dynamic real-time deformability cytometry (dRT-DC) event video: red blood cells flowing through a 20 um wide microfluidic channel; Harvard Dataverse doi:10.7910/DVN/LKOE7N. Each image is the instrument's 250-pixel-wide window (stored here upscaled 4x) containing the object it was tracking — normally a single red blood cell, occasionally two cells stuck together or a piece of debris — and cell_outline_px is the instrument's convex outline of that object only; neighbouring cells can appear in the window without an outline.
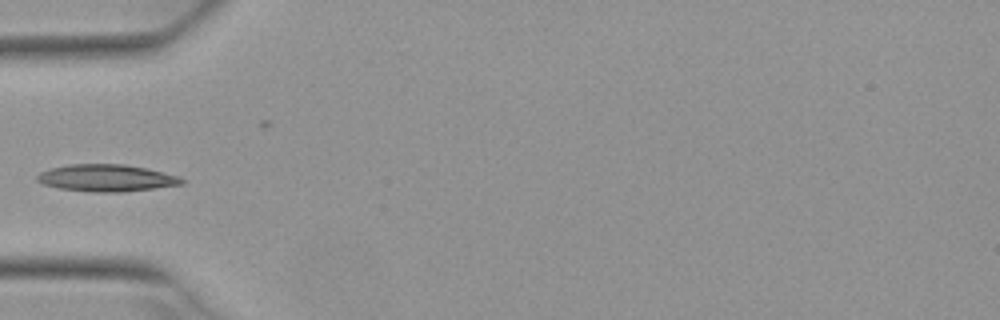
{"species": "Egyptian fruit bat (a non-hibernating species)", "species_latin": "Rousettus aegyptiacus", "temperature_condition": "warm", "stored_images_in_passage": 6, "camera_frame_rate_fps": 3000, "um_per_image_px": 0.085, "animal": {"sex": "female"}, "frame": {"image": 1, "passage_image": 5, "time_ms": 1.333, "image_size_px": [1000, 320], "cell_outline_px": [[184, 184], [124, 192], [92, 192], [60, 188], [44, 184], [36, 180], [36, 176], [40, 172], [52, 168], [72, 164], [124, 164], [148, 168], [180, 176], [184, 180]], "centroid_in_image_um": [9.09, 15.13], "position_along_channel_um": 75.9, "area_um2": 22.77}}